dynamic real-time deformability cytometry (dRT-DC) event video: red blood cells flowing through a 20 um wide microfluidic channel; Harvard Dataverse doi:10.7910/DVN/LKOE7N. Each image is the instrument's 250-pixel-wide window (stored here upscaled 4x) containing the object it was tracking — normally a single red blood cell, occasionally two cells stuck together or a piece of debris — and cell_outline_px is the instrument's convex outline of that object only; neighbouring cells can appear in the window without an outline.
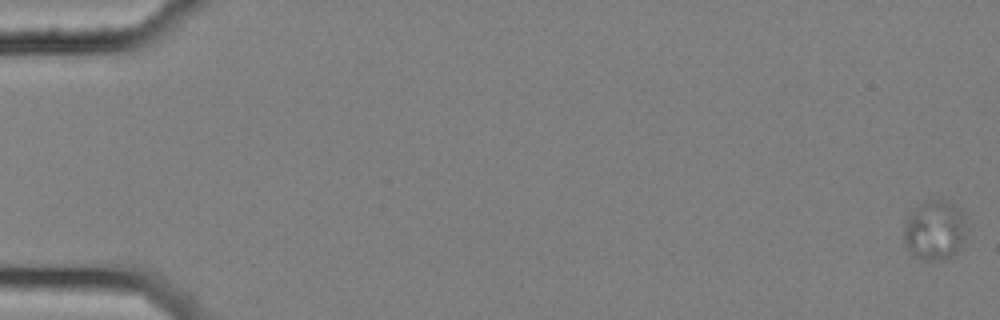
{"species": "common noctule bat (a hibernating species)", "species_latin": "Nyctalus noctula", "temperature_condition": "cold", "stored_images_in_passage": 18, "camera_frame_rate_fps": 3000, "um_per_image_px": 0.085, "animal": {"sex": "female", "body_mass_g": 25.1}, "frame": {"image": 1, "passage_image": 1, "time_ms": 0.0, "image_size_px": [1000, 320], "cell_outline_px": [[964, 236], [960, 244], [952, 256], [944, 260], [920, 260], [908, 248], [904, 240], [904, 224], [908, 216], [924, 200], [940, 200], [956, 204], [964, 216]], "centroid_in_image_um": [79.43, 19.56], "position_along_channel_um": 5.6, "area_um2": 21.44}}
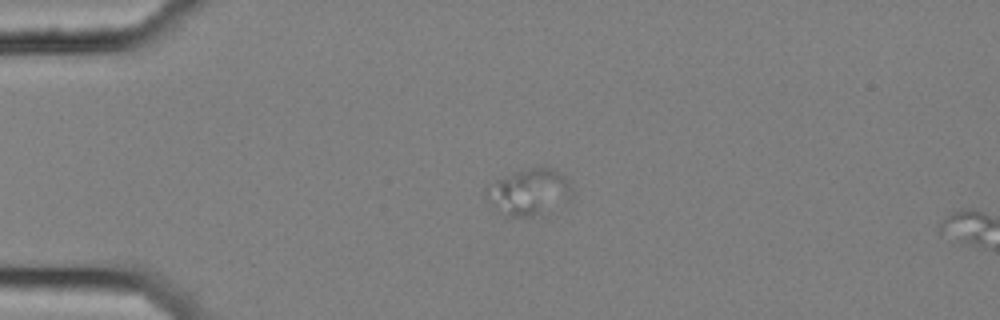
{"frame": {"image": 2, "passage_image": 16, "time_ms": 5.0, "image_size_px": [1000, 320], "cell_outline_px": [[572, 192], [568, 200], [540, 216], [504, 216], [496, 212], [488, 200], [484, 188], [496, 180], [516, 172], [540, 164], [552, 168], [564, 176], [572, 188]], "centroid_in_image_um": [44.95, 16.32], "position_along_channel_um": 40.0, "area_um2": 23.47}}